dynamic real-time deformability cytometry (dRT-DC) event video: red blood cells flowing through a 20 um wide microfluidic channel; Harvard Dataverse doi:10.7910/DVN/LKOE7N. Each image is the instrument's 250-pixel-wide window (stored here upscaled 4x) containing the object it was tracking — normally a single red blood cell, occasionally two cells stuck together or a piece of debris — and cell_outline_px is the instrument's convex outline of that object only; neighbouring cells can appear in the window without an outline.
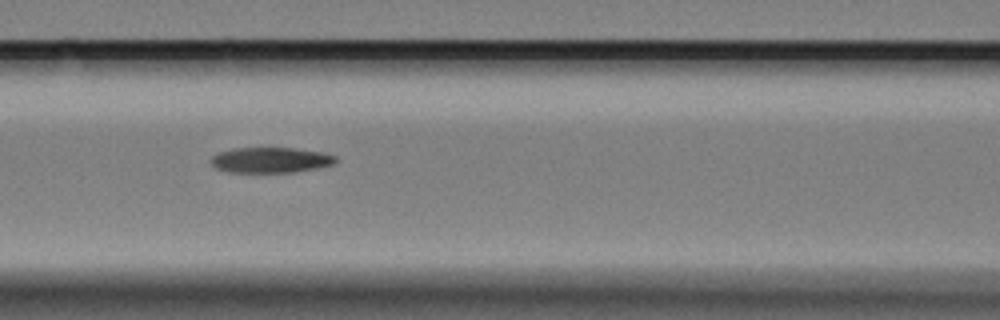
{"species": "Egyptian fruit bat (a non-hibernating species)", "species_latin": "Rousettus aegyptiacus", "temperature_condition": "cold", "stored_images_in_passage": 6, "segment_of_instrument_passage": [1, 2], "camera_frame_rate_fps": 3000, "um_per_image_px": 0.085, "animal": {"sex": "female"}, "frame": {"image": 1, "passage_image": 3, "time_ms": 2.333, "image_size_px": [1000, 320], "cell_outline_px": [[336, 160], [332, 164], [316, 168], [292, 172], [228, 172], [216, 168], [208, 160], [212, 156], [220, 152], [232, 148], [292, 148], [320, 152], [336, 156]], "centroid_in_image_um": [22.94, 13.6], "position_along_channel_um": 143.7, "area_um2": 18.32}}
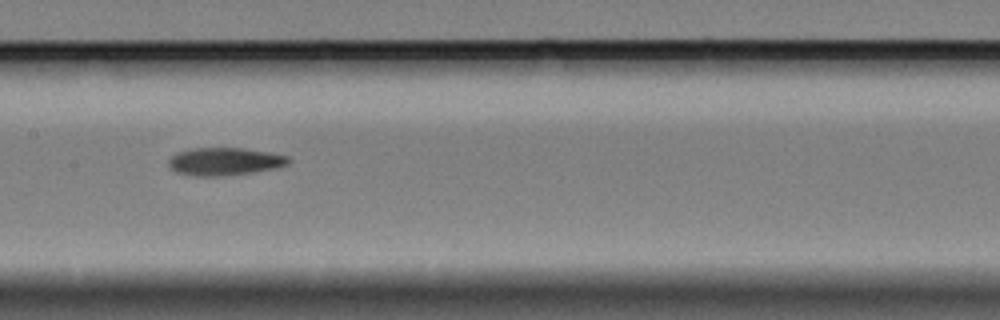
{"frame": {"image": 2, "passage_image": 4, "time_ms": 3.667, "image_size_px": [1000, 320], "cell_outline_px": [[292, 160], [288, 164], [276, 168], [252, 172], [220, 176], [196, 176], [176, 172], [168, 164], [168, 160], [176, 152], [192, 148], [244, 148], [268, 152], [288, 156]], "centroid_in_image_um": [19.1, 13.72], "position_along_channel_um": 188.3, "area_um2": 19.36}}
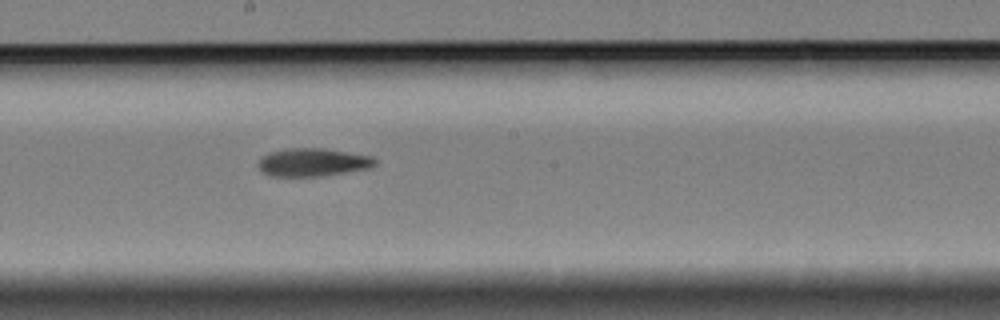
{"frame": {"image": 3, "passage_image": 5, "time_ms": 4.667, "image_size_px": [1000, 320], "cell_outline_px": [[376, 164], [372, 168], [320, 176], [272, 176], [264, 172], [256, 164], [260, 156], [268, 152], [284, 148], [324, 148], [372, 156], [376, 160]], "centroid_in_image_um": [26.56, 13.78], "position_along_channel_um": 221.6, "area_um2": 19.31}}